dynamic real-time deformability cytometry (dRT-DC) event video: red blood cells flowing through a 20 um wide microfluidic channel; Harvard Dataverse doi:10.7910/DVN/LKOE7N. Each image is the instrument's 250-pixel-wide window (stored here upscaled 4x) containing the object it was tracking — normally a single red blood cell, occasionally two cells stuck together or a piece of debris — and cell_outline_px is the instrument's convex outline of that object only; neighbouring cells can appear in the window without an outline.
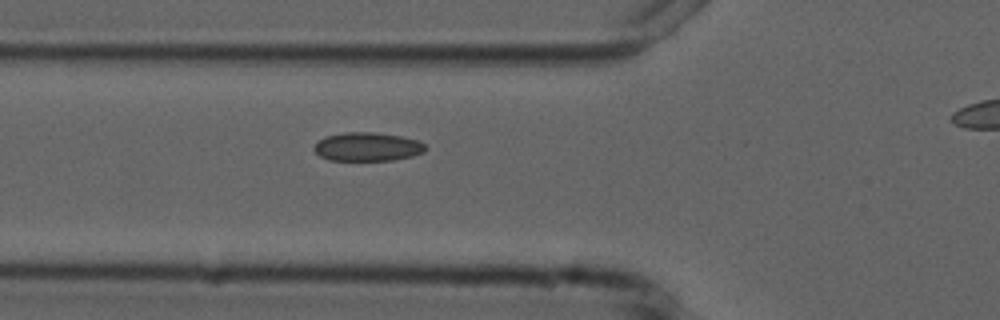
{"species": "common noctule bat (a hibernating species)", "species_latin": "Nyctalus noctula", "temperature_condition": "cold", "stored_images_in_passage": 6, "segment_of_instrument_passage": [1, 2], "camera_frame_rate_fps": 3000, "um_per_image_px": 0.085, "animal": {"sex": "male", "forearm_length_mm": 52.5}, "frame": {"image": 1, "passage_image": 5, "time_ms": 4.667, "image_size_px": [1000, 320], "cell_outline_px": [[428, 148], [424, 152], [412, 156], [392, 160], [328, 160], [320, 156], [312, 148], [324, 136], [344, 132], [372, 132], [400, 136], [416, 140], [424, 144]], "centroid_in_image_um": [31.22, 12.47], "position_along_channel_um": 94.6, "area_um2": 18.55}}